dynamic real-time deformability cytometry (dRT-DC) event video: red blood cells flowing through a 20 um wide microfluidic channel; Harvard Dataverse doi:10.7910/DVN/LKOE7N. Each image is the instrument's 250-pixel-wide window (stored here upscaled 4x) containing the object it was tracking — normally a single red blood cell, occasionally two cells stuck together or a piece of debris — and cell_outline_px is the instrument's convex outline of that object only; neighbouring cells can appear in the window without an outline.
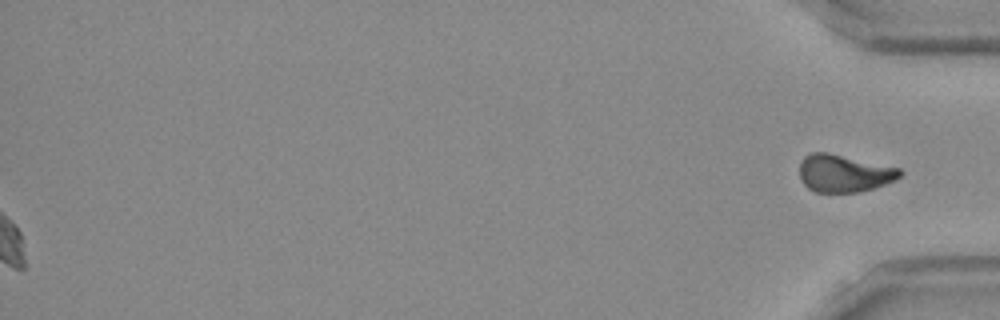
{"species": "Egyptian fruit bat (a non-hibernating species)", "species_latin": "Rousettus aegyptiacus", "temperature_condition": "room temperature", "stored_images_in_passage": 41, "segment_of_instrument_passage": [2, 2], "camera_frame_rate_fps": 3000, "um_per_image_px": 0.085, "frame": {"image": 1, "passage_image": 41, "time_ms": 13.333, "image_size_px": [1000, 320], "cell_outline_px": [[904, 172], [900, 176], [884, 184], [872, 188], [856, 192], [816, 192], [808, 188], [800, 180], [800, 160], [804, 156], [812, 152], [828, 152], [900, 168]], "centroid_in_image_um": [71.7, 14.72], "position_along_channel_um": 363.5, "area_um2": 21.85}}